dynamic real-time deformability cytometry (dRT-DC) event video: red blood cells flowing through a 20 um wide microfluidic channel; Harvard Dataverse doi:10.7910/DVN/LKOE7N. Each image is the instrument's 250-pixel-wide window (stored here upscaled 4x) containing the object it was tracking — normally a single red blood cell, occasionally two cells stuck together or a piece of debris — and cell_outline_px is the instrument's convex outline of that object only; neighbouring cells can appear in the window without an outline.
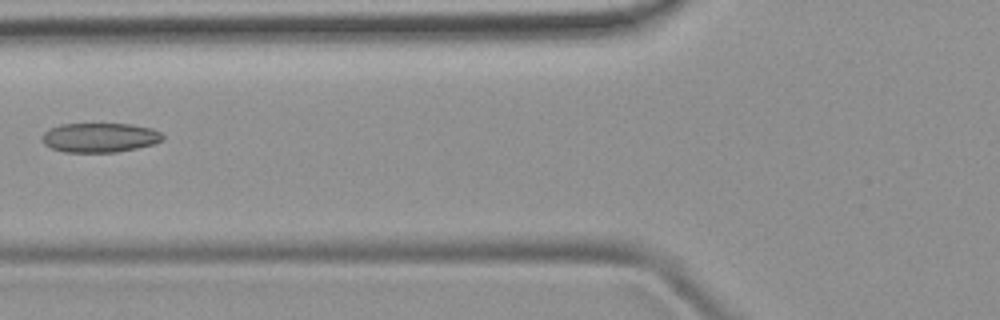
{"species": "common noctule bat (a hibernating species)", "species_latin": "Nyctalus noctula", "temperature_condition": "room temperature", "stored_images_in_passage": 7, "camera_frame_rate_fps": 3000, "um_per_image_px": 0.085, "animal": {"sex": "female", "body_mass_g": 19.9}, "frame": {"image": 1, "passage_image": 6, "time_ms": 6.0, "image_size_px": [1000, 320], "cell_outline_px": [[164, 140], [152, 144], [136, 148], [116, 152], [64, 152], [52, 148], [44, 144], [44, 132], [60, 124], [132, 124], [152, 128], [160, 132], [164, 136]], "centroid_in_image_um": [8.52, 11.69], "position_along_channel_um": 117.3, "area_um2": 20.52}}
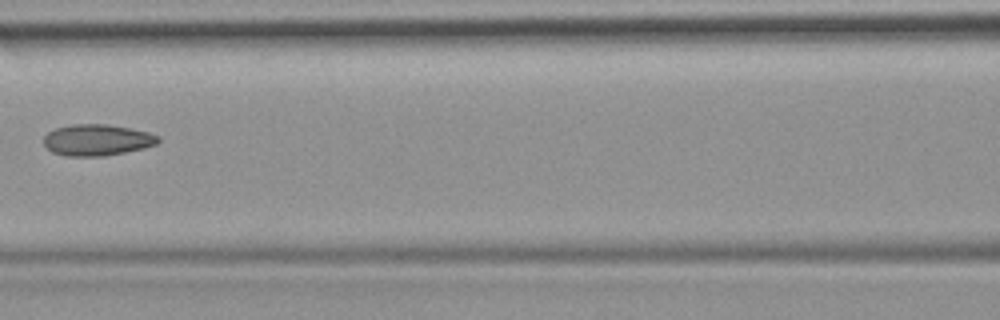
{"frame": {"image": 2, "passage_image": 7, "time_ms": 7.0, "image_size_px": [1000, 320], "cell_outline_px": [[160, 140], [156, 144], [144, 148], [104, 156], [68, 156], [52, 152], [44, 144], [44, 136], [48, 132], [56, 128], [72, 124], [108, 124], [148, 132], [160, 136]], "centroid_in_image_um": [8.25, 11.89], "position_along_channel_um": 158.3, "area_um2": 20.81}}